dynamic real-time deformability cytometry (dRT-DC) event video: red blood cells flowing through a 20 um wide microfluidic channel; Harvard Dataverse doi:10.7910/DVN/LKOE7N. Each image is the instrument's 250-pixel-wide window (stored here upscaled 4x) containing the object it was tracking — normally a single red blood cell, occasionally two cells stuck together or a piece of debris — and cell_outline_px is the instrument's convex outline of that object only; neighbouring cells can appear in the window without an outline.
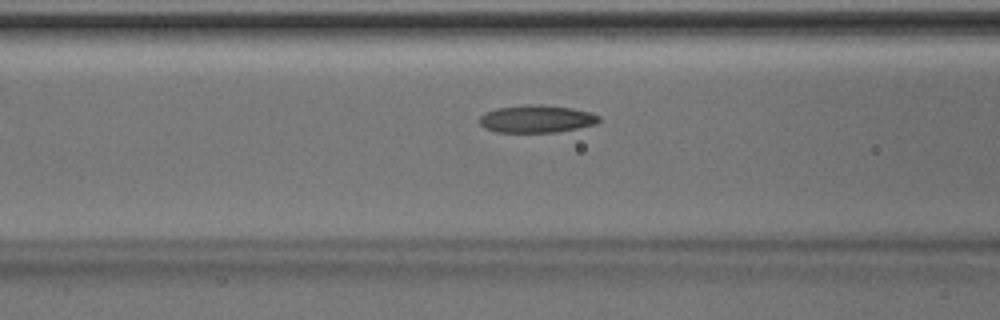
{"species": "Egyptian fruit bat (a non-hibernating species)", "species_latin": "Rousettus aegyptiacus", "temperature_condition": "room temperature", "stored_images_in_passage": 7, "camera_frame_rate_fps": 3000, "um_per_image_px": 0.085, "animal": {"sex": "male"}, "frame": {"image": 1, "passage_image": 7, "time_ms": 2.0, "image_size_px": [1000, 320], "cell_outline_px": [[600, 120], [596, 124], [556, 132], [496, 132], [484, 128], [480, 124], [480, 116], [484, 112], [496, 108], [524, 104], [540, 104], [572, 108], [588, 112], [600, 116]], "centroid_in_image_um": [45.57, 10.1], "position_along_channel_um": 121.0, "area_um2": 19.25}}